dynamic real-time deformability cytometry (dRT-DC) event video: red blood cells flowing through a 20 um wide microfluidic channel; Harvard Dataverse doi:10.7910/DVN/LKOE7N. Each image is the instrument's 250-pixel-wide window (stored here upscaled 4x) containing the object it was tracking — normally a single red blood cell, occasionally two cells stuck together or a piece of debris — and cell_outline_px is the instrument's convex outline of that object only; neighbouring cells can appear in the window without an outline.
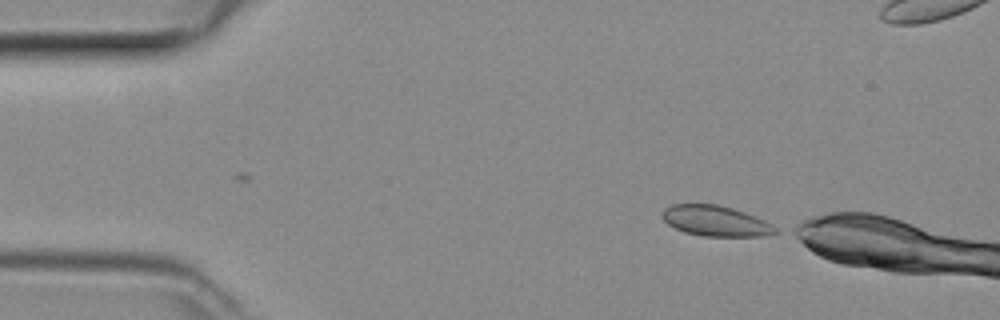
{"species": "common noctule bat (a hibernating species)", "species_latin": "Nyctalus noctula", "temperature_condition": "room temperature", "stored_images_in_passage": 5, "camera_frame_rate_fps": 3000, "um_per_image_px": 0.085, "animal": {"sex": "female", "body_mass_g": 29.2, "forearm_length_mm": 56.3}, "frame": {"image": 1, "passage_image": 1, "time_ms": 0.0, "image_size_px": [1000, 320], "cell_outline_px": [[780, 232], [768, 236], [704, 236], [684, 232], [668, 224], [660, 216], [660, 212], [664, 208], [672, 204], [716, 204], [732, 208], [744, 212], [764, 220], [780, 228]], "centroid_in_image_um": [60.85, 18.78], "position_along_channel_um": 24.2, "area_um2": 20.35}}